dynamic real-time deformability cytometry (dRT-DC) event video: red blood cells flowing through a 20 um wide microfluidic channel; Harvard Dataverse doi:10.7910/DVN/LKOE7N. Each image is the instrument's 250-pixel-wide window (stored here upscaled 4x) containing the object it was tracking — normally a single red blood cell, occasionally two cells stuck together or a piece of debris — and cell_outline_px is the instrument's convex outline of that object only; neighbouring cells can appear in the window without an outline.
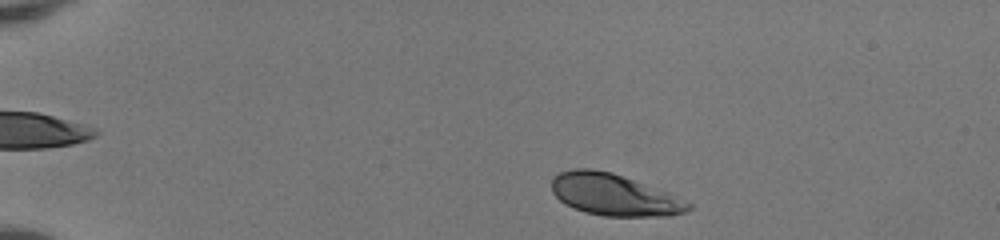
{"species": "human", "species_latin": "Homo sapiens", "temperature_condition": "room temperature", "stored_images_in_passage": 42, "camera_frame_rate_fps": 3000, "um_per_image_px": 0.085, "donor": {"sex": "female"}, "frame": {"image": 1, "passage_image": 2, "time_ms": 0.333, "image_size_px": [1000, 240], "cell_outline_px": [[692, 208], [684, 212], [668, 216], [604, 216], [584, 212], [572, 208], [564, 204], [552, 192], [552, 176], [560, 172], [572, 168], [592, 168], [612, 172], [668, 192], [692, 204]], "centroid_in_image_um": [52.16, 16.55], "position_along_channel_um": 32.8, "area_um2": 33.35}}
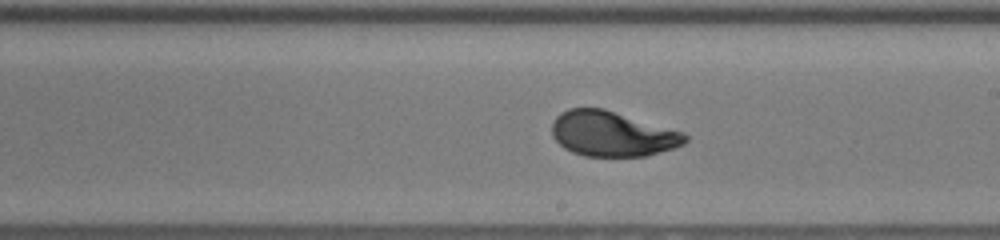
{"frame": {"image": 2, "passage_image": 23, "time_ms": 7.333, "image_size_px": [1000, 240], "cell_outline_px": [[688, 140], [684, 144], [672, 148], [644, 156], [584, 156], [572, 152], [564, 148], [552, 136], [552, 120], [560, 112], [568, 108], [604, 108], [684, 132], [688, 136]], "centroid_in_image_um": [52.02, 11.36], "position_along_channel_um": 237.0, "area_um2": 35.08}}
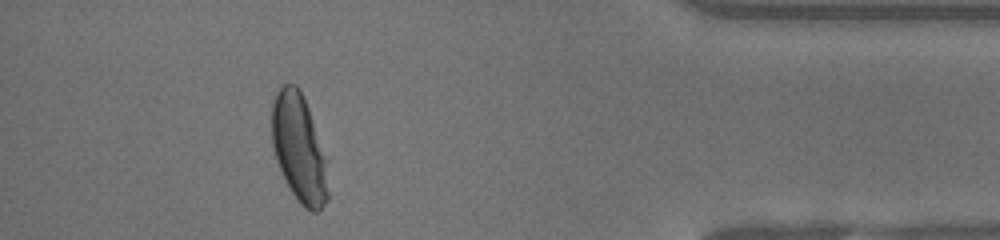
{"frame": {"image": 3, "passage_image": 38, "time_ms": 12.333, "image_size_px": [1000, 240], "cell_outline_px": [[328, 200], [316, 212], [312, 212], [304, 208], [296, 200], [284, 180], [276, 160], [272, 148], [272, 104], [276, 92], [284, 84], [296, 84], [300, 88], [308, 108], [312, 120], [324, 160], [328, 192]], "centroid_in_image_um": [25.36, 12.62], "position_along_channel_um": 409.8, "area_um2": 34.8}, "authors_computed_cell_mechanics": {"area_um2": 35.0846, "velocity_mm_per_s": 4.1579, "shape_relaxation_time_tau1_ms": 3.5719, "shape_relaxation_time_tau2_ms": null, "deformation_change_tau1": 0.189, "deformation_change_tau2": null}}